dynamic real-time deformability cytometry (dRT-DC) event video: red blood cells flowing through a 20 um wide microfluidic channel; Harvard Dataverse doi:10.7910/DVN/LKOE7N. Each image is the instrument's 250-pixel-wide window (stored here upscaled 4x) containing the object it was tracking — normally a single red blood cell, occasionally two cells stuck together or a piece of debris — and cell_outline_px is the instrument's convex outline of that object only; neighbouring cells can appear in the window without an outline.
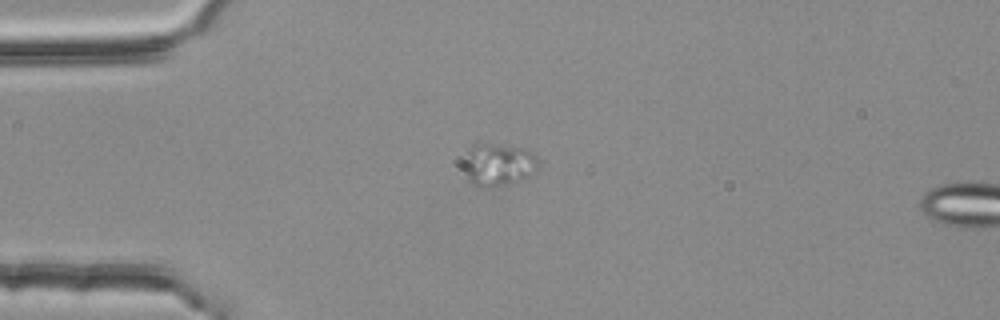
{"species": "common noctule bat (a hibernating species)", "species_latin": "Nyctalus noctula", "temperature_condition": "room temperature", "stored_images_in_passage": 2, "segment_of_instrument_passage": [1, 2], "camera_frame_rate_fps": 3000, "um_per_image_px": 0.085, "animal": {"sex": "female", "body_mass_g": 25.1}, "frame": {"image": 1, "passage_image": 1, "time_ms": 0.0, "image_size_px": [1000, 320], "cell_outline_px": [[540, 164], [528, 176], [508, 184], [496, 188], [472, 184], [468, 180], [464, 168], [464, 156], [468, 148], [472, 144], [500, 144], [524, 148], [536, 156], [540, 160]], "centroid_in_image_um": [42.34, 13.98], "position_along_channel_um": 42.7, "area_um2": 18.61}}